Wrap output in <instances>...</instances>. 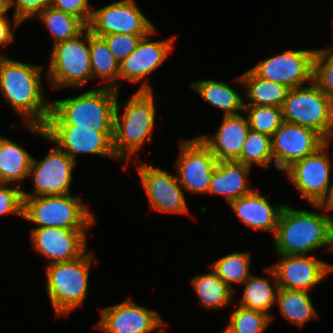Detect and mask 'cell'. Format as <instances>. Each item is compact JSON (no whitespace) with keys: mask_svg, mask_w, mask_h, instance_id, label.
Segmentation results:
<instances>
[{"mask_svg":"<svg viewBox=\"0 0 333 333\" xmlns=\"http://www.w3.org/2000/svg\"><path fill=\"white\" fill-rule=\"evenodd\" d=\"M44 65L23 63L0 56V93L25 125L44 127L51 113V100L44 97Z\"/></svg>","mask_w":333,"mask_h":333,"instance_id":"cell-1","label":"cell"},{"mask_svg":"<svg viewBox=\"0 0 333 333\" xmlns=\"http://www.w3.org/2000/svg\"><path fill=\"white\" fill-rule=\"evenodd\" d=\"M333 219L325 211L316 213L286 204L281 212L273 248L279 255H311L332 247Z\"/></svg>","mask_w":333,"mask_h":333,"instance_id":"cell-2","label":"cell"},{"mask_svg":"<svg viewBox=\"0 0 333 333\" xmlns=\"http://www.w3.org/2000/svg\"><path fill=\"white\" fill-rule=\"evenodd\" d=\"M119 91L101 86L78 96L52 100L46 125H75L77 128H99L112 141L114 114Z\"/></svg>","mask_w":333,"mask_h":333,"instance_id":"cell-3","label":"cell"},{"mask_svg":"<svg viewBox=\"0 0 333 333\" xmlns=\"http://www.w3.org/2000/svg\"><path fill=\"white\" fill-rule=\"evenodd\" d=\"M153 96V90H137L124 104L117 99L113 150L121 162L134 161L138 156L136 152H140L146 140L153 141L157 111ZM122 107L124 111L120 113Z\"/></svg>","mask_w":333,"mask_h":333,"instance_id":"cell-4","label":"cell"},{"mask_svg":"<svg viewBox=\"0 0 333 333\" xmlns=\"http://www.w3.org/2000/svg\"><path fill=\"white\" fill-rule=\"evenodd\" d=\"M93 261L98 263L94 252L87 250L75 260L46 266L47 295L57 317H67L76 308L83 307Z\"/></svg>","mask_w":333,"mask_h":333,"instance_id":"cell-5","label":"cell"},{"mask_svg":"<svg viewBox=\"0 0 333 333\" xmlns=\"http://www.w3.org/2000/svg\"><path fill=\"white\" fill-rule=\"evenodd\" d=\"M35 228L88 229L96 223L80 196L70 194L23 197V217Z\"/></svg>","mask_w":333,"mask_h":333,"instance_id":"cell-6","label":"cell"},{"mask_svg":"<svg viewBox=\"0 0 333 333\" xmlns=\"http://www.w3.org/2000/svg\"><path fill=\"white\" fill-rule=\"evenodd\" d=\"M53 45L46 73L51 90L81 88L93 79L87 28L76 38Z\"/></svg>","mask_w":333,"mask_h":333,"instance_id":"cell-7","label":"cell"},{"mask_svg":"<svg viewBox=\"0 0 333 333\" xmlns=\"http://www.w3.org/2000/svg\"><path fill=\"white\" fill-rule=\"evenodd\" d=\"M283 121L319 133L326 141L333 138V102L313 81L289 90L282 107Z\"/></svg>","mask_w":333,"mask_h":333,"instance_id":"cell-8","label":"cell"},{"mask_svg":"<svg viewBox=\"0 0 333 333\" xmlns=\"http://www.w3.org/2000/svg\"><path fill=\"white\" fill-rule=\"evenodd\" d=\"M56 144L75 162L78 154L102 155L121 162L114 153L113 141L99 128H77L75 125H23Z\"/></svg>","mask_w":333,"mask_h":333,"instance_id":"cell-9","label":"cell"},{"mask_svg":"<svg viewBox=\"0 0 333 333\" xmlns=\"http://www.w3.org/2000/svg\"><path fill=\"white\" fill-rule=\"evenodd\" d=\"M329 143L327 141L315 153L302 158L284 172L287 179L299 191L297 195L307 200L310 205H319L333 182Z\"/></svg>","mask_w":333,"mask_h":333,"instance_id":"cell-10","label":"cell"},{"mask_svg":"<svg viewBox=\"0 0 333 333\" xmlns=\"http://www.w3.org/2000/svg\"><path fill=\"white\" fill-rule=\"evenodd\" d=\"M43 160L32 157L28 179L33 183L32 192L23 190V197L70 194L75 162L56 144Z\"/></svg>","mask_w":333,"mask_h":333,"instance_id":"cell-11","label":"cell"},{"mask_svg":"<svg viewBox=\"0 0 333 333\" xmlns=\"http://www.w3.org/2000/svg\"><path fill=\"white\" fill-rule=\"evenodd\" d=\"M316 49L284 50L250 68L257 76L292 89L314 81Z\"/></svg>","mask_w":333,"mask_h":333,"instance_id":"cell-12","label":"cell"},{"mask_svg":"<svg viewBox=\"0 0 333 333\" xmlns=\"http://www.w3.org/2000/svg\"><path fill=\"white\" fill-rule=\"evenodd\" d=\"M179 155L175 170L180 185L193 194H208L211 177L218 161L210 149L194 137L179 143Z\"/></svg>","mask_w":333,"mask_h":333,"instance_id":"cell-13","label":"cell"},{"mask_svg":"<svg viewBox=\"0 0 333 333\" xmlns=\"http://www.w3.org/2000/svg\"><path fill=\"white\" fill-rule=\"evenodd\" d=\"M155 28L135 0H118L92 9L87 25V29L98 37L116 33L149 34Z\"/></svg>","mask_w":333,"mask_h":333,"instance_id":"cell-14","label":"cell"},{"mask_svg":"<svg viewBox=\"0 0 333 333\" xmlns=\"http://www.w3.org/2000/svg\"><path fill=\"white\" fill-rule=\"evenodd\" d=\"M135 159L141 184L151 209L163 213L189 214V208L177 175H171L160 167L139 163Z\"/></svg>","mask_w":333,"mask_h":333,"instance_id":"cell-15","label":"cell"},{"mask_svg":"<svg viewBox=\"0 0 333 333\" xmlns=\"http://www.w3.org/2000/svg\"><path fill=\"white\" fill-rule=\"evenodd\" d=\"M326 142L312 129L283 121L271 137L274 166L284 173L294 163L315 153Z\"/></svg>","mask_w":333,"mask_h":333,"instance_id":"cell-16","label":"cell"},{"mask_svg":"<svg viewBox=\"0 0 333 333\" xmlns=\"http://www.w3.org/2000/svg\"><path fill=\"white\" fill-rule=\"evenodd\" d=\"M156 28L142 37L136 49L120 63L119 70V88L121 80L130 83H138V90H153L148 82L147 76L153 73L167 59L173 49V43L176 36L165 40L152 41V34H156ZM146 78V79H145ZM145 79V80H144Z\"/></svg>","mask_w":333,"mask_h":333,"instance_id":"cell-17","label":"cell"},{"mask_svg":"<svg viewBox=\"0 0 333 333\" xmlns=\"http://www.w3.org/2000/svg\"><path fill=\"white\" fill-rule=\"evenodd\" d=\"M100 313L95 327L105 333H156L166 324L157 311L138 305L131 298L104 307Z\"/></svg>","mask_w":333,"mask_h":333,"instance_id":"cell-18","label":"cell"},{"mask_svg":"<svg viewBox=\"0 0 333 333\" xmlns=\"http://www.w3.org/2000/svg\"><path fill=\"white\" fill-rule=\"evenodd\" d=\"M279 256L271 265L279 288L311 292L333 271V264L312 254Z\"/></svg>","mask_w":333,"mask_h":333,"instance_id":"cell-19","label":"cell"},{"mask_svg":"<svg viewBox=\"0 0 333 333\" xmlns=\"http://www.w3.org/2000/svg\"><path fill=\"white\" fill-rule=\"evenodd\" d=\"M86 230L51 227L31 229L32 247L48 260V265L72 261L87 251Z\"/></svg>","mask_w":333,"mask_h":333,"instance_id":"cell-20","label":"cell"},{"mask_svg":"<svg viewBox=\"0 0 333 333\" xmlns=\"http://www.w3.org/2000/svg\"><path fill=\"white\" fill-rule=\"evenodd\" d=\"M242 115L223 116L215 135L198 136L215 155L217 161H237L240 158L250 130L247 117Z\"/></svg>","mask_w":333,"mask_h":333,"instance_id":"cell-21","label":"cell"},{"mask_svg":"<svg viewBox=\"0 0 333 333\" xmlns=\"http://www.w3.org/2000/svg\"><path fill=\"white\" fill-rule=\"evenodd\" d=\"M257 190L232 201L229 206L246 226L275 234L281 212L286 205H271Z\"/></svg>","mask_w":333,"mask_h":333,"instance_id":"cell-22","label":"cell"},{"mask_svg":"<svg viewBox=\"0 0 333 333\" xmlns=\"http://www.w3.org/2000/svg\"><path fill=\"white\" fill-rule=\"evenodd\" d=\"M250 170L251 167L238 161H218L211 177L208 194L222 195L228 205L249 194L254 190L248 183Z\"/></svg>","mask_w":333,"mask_h":333,"instance_id":"cell-23","label":"cell"},{"mask_svg":"<svg viewBox=\"0 0 333 333\" xmlns=\"http://www.w3.org/2000/svg\"><path fill=\"white\" fill-rule=\"evenodd\" d=\"M235 81L247 87L244 100L249 102H244V105H268L282 108L290 90L284 84L257 76L250 68Z\"/></svg>","mask_w":333,"mask_h":333,"instance_id":"cell-24","label":"cell"},{"mask_svg":"<svg viewBox=\"0 0 333 333\" xmlns=\"http://www.w3.org/2000/svg\"><path fill=\"white\" fill-rule=\"evenodd\" d=\"M265 271L270 274V278H272L273 282L267 277L251 274L242 284L244 285V290L238 304L249 309L266 313L271 317V320H273V318L276 317L273 316L269 310L276 304L279 287L272 267L266 268Z\"/></svg>","mask_w":333,"mask_h":333,"instance_id":"cell-25","label":"cell"},{"mask_svg":"<svg viewBox=\"0 0 333 333\" xmlns=\"http://www.w3.org/2000/svg\"><path fill=\"white\" fill-rule=\"evenodd\" d=\"M190 85L205 101L224 111V116H234L244 112V96H241L229 83L202 79L190 82Z\"/></svg>","mask_w":333,"mask_h":333,"instance_id":"cell-26","label":"cell"},{"mask_svg":"<svg viewBox=\"0 0 333 333\" xmlns=\"http://www.w3.org/2000/svg\"><path fill=\"white\" fill-rule=\"evenodd\" d=\"M32 157L24 147L0 135V183L17 184L28 178Z\"/></svg>","mask_w":333,"mask_h":333,"instance_id":"cell-27","label":"cell"},{"mask_svg":"<svg viewBox=\"0 0 333 333\" xmlns=\"http://www.w3.org/2000/svg\"><path fill=\"white\" fill-rule=\"evenodd\" d=\"M89 49L93 79H99V83H104V87L119 91L120 64L114 58L105 40L89 31Z\"/></svg>","mask_w":333,"mask_h":333,"instance_id":"cell-28","label":"cell"},{"mask_svg":"<svg viewBox=\"0 0 333 333\" xmlns=\"http://www.w3.org/2000/svg\"><path fill=\"white\" fill-rule=\"evenodd\" d=\"M191 285L202 307L210 310L228 307L236 293L213 270L195 276Z\"/></svg>","mask_w":333,"mask_h":333,"instance_id":"cell-29","label":"cell"},{"mask_svg":"<svg viewBox=\"0 0 333 333\" xmlns=\"http://www.w3.org/2000/svg\"><path fill=\"white\" fill-rule=\"evenodd\" d=\"M276 305L280 308L281 316L297 326L319 317L309 292L306 291L279 288Z\"/></svg>","mask_w":333,"mask_h":333,"instance_id":"cell-30","label":"cell"},{"mask_svg":"<svg viewBox=\"0 0 333 333\" xmlns=\"http://www.w3.org/2000/svg\"><path fill=\"white\" fill-rule=\"evenodd\" d=\"M37 16L53 35L54 44L76 38L87 28L79 18L52 6L44 9Z\"/></svg>","mask_w":333,"mask_h":333,"instance_id":"cell-31","label":"cell"},{"mask_svg":"<svg viewBox=\"0 0 333 333\" xmlns=\"http://www.w3.org/2000/svg\"><path fill=\"white\" fill-rule=\"evenodd\" d=\"M213 270L235 292L233 284H242L251 276V256L249 252L227 254L211 263Z\"/></svg>","mask_w":333,"mask_h":333,"instance_id":"cell-32","label":"cell"},{"mask_svg":"<svg viewBox=\"0 0 333 333\" xmlns=\"http://www.w3.org/2000/svg\"><path fill=\"white\" fill-rule=\"evenodd\" d=\"M237 161L251 168L255 164L269 168L270 164L274 163L271 137L250 129Z\"/></svg>","mask_w":333,"mask_h":333,"instance_id":"cell-33","label":"cell"},{"mask_svg":"<svg viewBox=\"0 0 333 333\" xmlns=\"http://www.w3.org/2000/svg\"><path fill=\"white\" fill-rule=\"evenodd\" d=\"M244 112H246L250 129L270 137L273 136L283 122L281 107L245 105Z\"/></svg>","mask_w":333,"mask_h":333,"instance_id":"cell-34","label":"cell"},{"mask_svg":"<svg viewBox=\"0 0 333 333\" xmlns=\"http://www.w3.org/2000/svg\"><path fill=\"white\" fill-rule=\"evenodd\" d=\"M227 323L236 333H264L272 322L266 313L249 309L241 305L234 306Z\"/></svg>","mask_w":333,"mask_h":333,"instance_id":"cell-35","label":"cell"},{"mask_svg":"<svg viewBox=\"0 0 333 333\" xmlns=\"http://www.w3.org/2000/svg\"><path fill=\"white\" fill-rule=\"evenodd\" d=\"M314 82L333 102V48L316 49Z\"/></svg>","mask_w":333,"mask_h":333,"instance_id":"cell-36","label":"cell"},{"mask_svg":"<svg viewBox=\"0 0 333 333\" xmlns=\"http://www.w3.org/2000/svg\"><path fill=\"white\" fill-rule=\"evenodd\" d=\"M146 35L147 34L116 33L103 35L102 38L107 43L114 58L120 64L136 49L142 37Z\"/></svg>","mask_w":333,"mask_h":333,"instance_id":"cell-37","label":"cell"},{"mask_svg":"<svg viewBox=\"0 0 333 333\" xmlns=\"http://www.w3.org/2000/svg\"><path fill=\"white\" fill-rule=\"evenodd\" d=\"M6 183H0V216L6 214L23 217V189L17 184L8 187Z\"/></svg>","mask_w":333,"mask_h":333,"instance_id":"cell-38","label":"cell"},{"mask_svg":"<svg viewBox=\"0 0 333 333\" xmlns=\"http://www.w3.org/2000/svg\"><path fill=\"white\" fill-rule=\"evenodd\" d=\"M51 4L52 0H9V7H14L13 21L18 20L21 24L28 19H34Z\"/></svg>","mask_w":333,"mask_h":333,"instance_id":"cell-39","label":"cell"},{"mask_svg":"<svg viewBox=\"0 0 333 333\" xmlns=\"http://www.w3.org/2000/svg\"><path fill=\"white\" fill-rule=\"evenodd\" d=\"M51 6L65 13L74 15L86 26L90 21L93 9L89 0H52Z\"/></svg>","mask_w":333,"mask_h":333,"instance_id":"cell-40","label":"cell"},{"mask_svg":"<svg viewBox=\"0 0 333 333\" xmlns=\"http://www.w3.org/2000/svg\"><path fill=\"white\" fill-rule=\"evenodd\" d=\"M13 24L8 17L0 18V46H6L14 41L13 30H16L21 23L18 20H14ZM0 56L3 55L0 53Z\"/></svg>","mask_w":333,"mask_h":333,"instance_id":"cell-41","label":"cell"},{"mask_svg":"<svg viewBox=\"0 0 333 333\" xmlns=\"http://www.w3.org/2000/svg\"><path fill=\"white\" fill-rule=\"evenodd\" d=\"M317 209L324 210L325 212L333 211V182L328 190L326 197L319 205H311ZM333 219V215H329Z\"/></svg>","mask_w":333,"mask_h":333,"instance_id":"cell-42","label":"cell"},{"mask_svg":"<svg viewBox=\"0 0 333 333\" xmlns=\"http://www.w3.org/2000/svg\"><path fill=\"white\" fill-rule=\"evenodd\" d=\"M9 0H0V18L8 17L7 12L9 11Z\"/></svg>","mask_w":333,"mask_h":333,"instance_id":"cell-43","label":"cell"},{"mask_svg":"<svg viewBox=\"0 0 333 333\" xmlns=\"http://www.w3.org/2000/svg\"><path fill=\"white\" fill-rule=\"evenodd\" d=\"M221 333H236V332L226 324L224 331H222Z\"/></svg>","mask_w":333,"mask_h":333,"instance_id":"cell-44","label":"cell"},{"mask_svg":"<svg viewBox=\"0 0 333 333\" xmlns=\"http://www.w3.org/2000/svg\"><path fill=\"white\" fill-rule=\"evenodd\" d=\"M156 333H167V330L162 326Z\"/></svg>","mask_w":333,"mask_h":333,"instance_id":"cell-45","label":"cell"},{"mask_svg":"<svg viewBox=\"0 0 333 333\" xmlns=\"http://www.w3.org/2000/svg\"><path fill=\"white\" fill-rule=\"evenodd\" d=\"M331 251L333 252V225H332V247H331Z\"/></svg>","mask_w":333,"mask_h":333,"instance_id":"cell-46","label":"cell"}]
</instances>
